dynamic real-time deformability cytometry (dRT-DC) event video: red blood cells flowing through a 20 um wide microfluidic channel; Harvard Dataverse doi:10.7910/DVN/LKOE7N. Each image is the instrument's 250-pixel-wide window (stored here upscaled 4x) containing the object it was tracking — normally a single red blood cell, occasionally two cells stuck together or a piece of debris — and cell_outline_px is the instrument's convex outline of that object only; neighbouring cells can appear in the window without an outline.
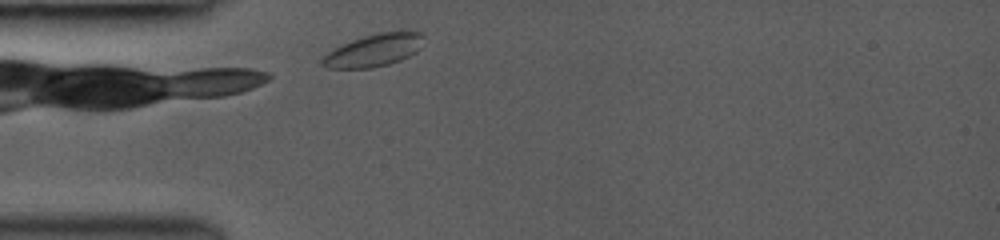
{"species": "common noctule bat (a hibernating species)", "species_latin": "Nyctalus noctula", "temperature_condition": "room temperature", "stored_images_in_passage": 24, "camera_frame_rate_fps": 3000, "um_per_image_px": 0.085, "animal": {"sex": "female", "body_mass_g": 19.0, "forearm_length_mm": 53.3}, "frame": {"image": 1, "passage_image": 1, "time_ms": 0.0, "image_size_px": [1000, 240], "cell_outline_px": [[424, 36], [420, 48], [416, 52], [400, 60], [388, 64], [372, 68], [328, 68], [320, 64], [320, 60], [332, 48], [352, 40], [364, 36], [380, 32], [420, 32]], "centroid_in_image_um": [31.74, 4.28], "position_along_channel_um": 53.3, "area_um2": 19.07}}
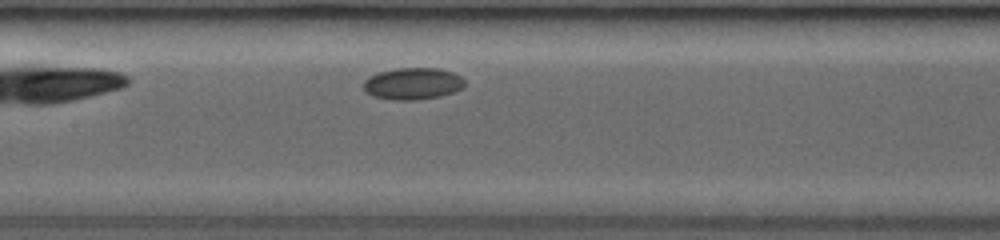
{"frame": {"image": 2, "passage_image": 9, "time_ms": 3.333, "image_size_px": [1000, 240], "cell_outline_px": [[464, 88], [440, 96], [416, 100], [392, 100], [372, 96], [364, 92], [364, 80], [368, 76], [376, 72], [396, 68], [440, 68], [452, 72], [460, 76], [464, 80]], "centroid_in_image_um": [35.05, 7.1], "position_along_channel_um": 172.4, "area_um2": 19.02}}
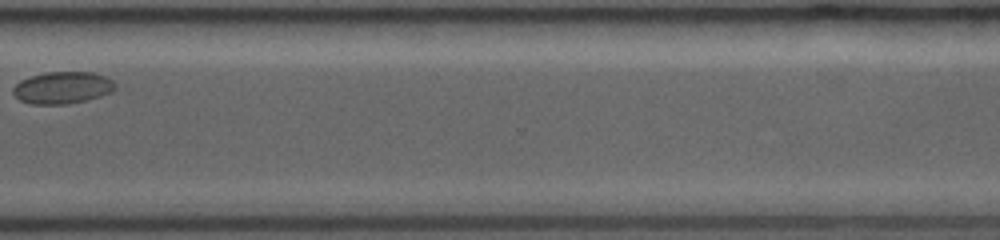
{"frame": {"image": 3, "passage_image": 21, "time_ms": 8.333, "image_size_px": [1000, 240], "cell_outline_px": [[116, 88], [112, 92], [100, 96], [68, 104], [32, 104], [20, 100], [12, 92], [12, 88], [20, 80], [44, 72], [92, 72], [104, 76], [112, 80], [116, 84]], "centroid_in_image_um": [5.31, 7.45], "position_along_channel_um": 365.3, "area_um2": 19.02}, "authors_computed_cell_mechanics": {"area_um2": 18.9584, "velocity_mm_per_s": 3.8132, "shape_relaxation_time_tau1_ms": 5.5906, "shape_relaxation_time_tau2_ms": null, "deformation_change_tau1": 0.0855, "deformation_change_tau2": null}}